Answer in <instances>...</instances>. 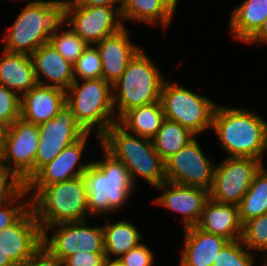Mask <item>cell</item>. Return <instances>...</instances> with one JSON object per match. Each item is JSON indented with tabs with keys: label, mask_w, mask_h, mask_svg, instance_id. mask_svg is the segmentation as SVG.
I'll list each match as a JSON object with an SVG mask.
<instances>
[{
	"label": "cell",
	"mask_w": 267,
	"mask_h": 266,
	"mask_svg": "<svg viewBox=\"0 0 267 266\" xmlns=\"http://www.w3.org/2000/svg\"><path fill=\"white\" fill-rule=\"evenodd\" d=\"M212 129L228 157L261 160L267 150V121L253 111L217 106Z\"/></svg>",
	"instance_id": "obj_1"
},
{
	"label": "cell",
	"mask_w": 267,
	"mask_h": 266,
	"mask_svg": "<svg viewBox=\"0 0 267 266\" xmlns=\"http://www.w3.org/2000/svg\"><path fill=\"white\" fill-rule=\"evenodd\" d=\"M100 144L124 164L134 184L136 175L155 188L166 181L164 160L154 149L152 139L134 136L116 122L100 137Z\"/></svg>",
	"instance_id": "obj_2"
},
{
	"label": "cell",
	"mask_w": 267,
	"mask_h": 266,
	"mask_svg": "<svg viewBox=\"0 0 267 266\" xmlns=\"http://www.w3.org/2000/svg\"><path fill=\"white\" fill-rule=\"evenodd\" d=\"M103 160H93L83 173L90 216L118 211L134 189L128 169L102 148Z\"/></svg>",
	"instance_id": "obj_3"
},
{
	"label": "cell",
	"mask_w": 267,
	"mask_h": 266,
	"mask_svg": "<svg viewBox=\"0 0 267 266\" xmlns=\"http://www.w3.org/2000/svg\"><path fill=\"white\" fill-rule=\"evenodd\" d=\"M67 21V7L47 3L28 2L22 8L5 36L4 51L31 55L49 38L64 29Z\"/></svg>",
	"instance_id": "obj_4"
},
{
	"label": "cell",
	"mask_w": 267,
	"mask_h": 266,
	"mask_svg": "<svg viewBox=\"0 0 267 266\" xmlns=\"http://www.w3.org/2000/svg\"><path fill=\"white\" fill-rule=\"evenodd\" d=\"M42 231L49 226L86 220L87 188L82 176L44 186L31 200Z\"/></svg>",
	"instance_id": "obj_5"
},
{
	"label": "cell",
	"mask_w": 267,
	"mask_h": 266,
	"mask_svg": "<svg viewBox=\"0 0 267 266\" xmlns=\"http://www.w3.org/2000/svg\"><path fill=\"white\" fill-rule=\"evenodd\" d=\"M164 81L159 67L141 49L113 85L117 121L133 108L159 102Z\"/></svg>",
	"instance_id": "obj_6"
},
{
	"label": "cell",
	"mask_w": 267,
	"mask_h": 266,
	"mask_svg": "<svg viewBox=\"0 0 267 266\" xmlns=\"http://www.w3.org/2000/svg\"><path fill=\"white\" fill-rule=\"evenodd\" d=\"M74 80L65 91L66 105L76 116L77 121L88 132L96 129V135L100 137L117 121L114 117L113 86L103 78ZM97 127V128H96Z\"/></svg>",
	"instance_id": "obj_7"
},
{
	"label": "cell",
	"mask_w": 267,
	"mask_h": 266,
	"mask_svg": "<svg viewBox=\"0 0 267 266\" xmlns=\"http://www.w3.org/2000/svg\"><path fill=\"white\" fill-rule=\"evenodd\" d=\"M160 102L165 119L177 122L198 136L212 128L216 103L182 86L164 81Z\"/></svg>",
	"instance_id": "obj_8"
},
{
	"label": "cell",
	"mask_w": 267,
	"mask_h": 266,
	"mask_svg": "<svg viewBox=\"0 0 267 266\" xmlns=\"http://www.w3.org/2000/svg\"><path fill=\"white\" fill-rule=\"evenodd\" d=\"M262 166V160L227 157L215 165L209 198L238 206Z\"/></svg>",
	"instance_id": "obj_9"
},
{
	"label": "cell",
	"mask_w": 267,
	"mask_h": 266,
	"mask_svg": "<svg viewBox=\"0 0 267 266\" xmlns=\"http://www.w3.org/2000/svg\"><path fill=\"white\" fill-rule=\"evenodd\" d=\"M38 128L39 140L34 175L58 156L65 147L88 134L66 104L54 118L40 123Z\"/></svg>",
	"instance_id": "obj_10"
},
{
	"label": "cell",
	"mask_w": 267,
	"mask_h": 266,
	"mask_svg": "<svg viewBox=\"0 0 267 266\" xmlns=\"http://www.w3.org/2000/svg\"><path fill=\"white\" fill-rule=\"evenodd\" d=\"M38 140V124H32L19 118L13 124L5 127L1 160L25 184L34 176V162L38 150Z\"/></svg>",
	"instance_id": "obj_11"
},
{
	"label": "cell",
	"mask_w": 267,
	"mask_h": 266,
	"mask_svg": "<svg viewBox=\"0 0 267 266\" xmlns=\"http://www.w3.org/2000/svg\"><path fill=\"white\" fill-rule=\"evenodd\" d=\"M166 181L210 190L215 165L206 157L196 137L164 161Z\"/></svg>",
	"instance_id": "obj_12"
},
{
	"label": "cell",
	"mask_w": 267,
	"mask_h": 266,
	"mask_svg": "<svg viewBox=\"0 0 267 266\" xmlns=\"http://www.w3.org/2000/svg\"><path fill=\"white\" fill-rule=\"evenodd\" d=\"M121 10L106 6H82L72 2L67 7L66 24L88 45H95L124 28Z\"/></svg>",
	"instance_id": "obj_13"
},
{
	"label": "cell",
	"mask_w": 267,
	"mask_h": 266,
	"mask_svg": "<svg viewBox=\"0 0 267 266\" xmlns=\"http://www.w3.org/2000/svg\"><path fill=\"white\" fill-rule=\"evenodd\" d=\"M90 134L88 133L75 143L65 147L58 156L43 166L26 183L27 193H31L30 200L46 185L63 182L83 175L91 165V161L89 163H81L80 165L78 163ZM32 191L34 192L32 193Z\"/></svg>",
	"instance_id": "obj_14"
},
{
	"label": "cell",
	"mask_w": 267,
	"mask_h": 266,
	"mask_svg": "<svg viewBox=\"0 0 267 266\" xmlns=\"http://www.w3.org/2000/svg\"><path fill=\"white\" fill-rule=\"evenodd\" d=\"M43 231L30 206L13 224L0 232V245L17 265H23L41 246Z\"/></svg>",
	"instance_id": "obj_15"
},
{
	"label": "cell",
	"mask_w": 267,
	"mask_h": 266,
	"mask_svg": "<svg viewBox=\"0 0 267 266\" xmlns=\"http://www.w3.org/2000/svg\"><path fill=\"white\" fill-rule=\"evenodd\" d=\"M163 191L153 203L182 214L184 228L196 226L202 215L209 191L199 187L183 186L168 181L156 187Z\"/></svg>",
	"instance_id": "obj_16"
},
{
	"label": "cell",
	"mask_w": 267,
	"mask_h": 266,
	"mask_svg": "<svg viewBox=\"0 0 267 266\" xmlns=\"http://www.w3.org/2000/svg\"><path fill=\"white\" fill-rule=\"evenodd\" d=\"M124 27L119 32L105 37L95 44L100 53L102 78L112 86L127 69L130 61L141 50L130 41Z\"/></svg>",
	"instance_id": "obj_17"
},
{
	"label": "cell",
	"mask_w": 267,
	"mask_h": 266,
	"mask_svg": "<svg viewBox=\"0 0 267 266\" xmlns=\"http://www.w3.org/2000/svg\"><path fill=\"white\" fill-rule=\"evenodd\" d=\"M65 104V90L37 84L21 95L20 118L39 125L54 118Z\"/></svg>",
	"instance_id": "obj_18"
},
{
	"label": "cell",
	"mask_w": 267,
	"mask_h": 266,
	"mask_svg": "<svg viewBox=\"0 0 267 266\" xmlns=\"http://www.w3.org/2000/svg\"><path fill=\"white\" fill-rule=\"evenodd\" d=\"M30 56L38 84L66 91L74 82L73 64L65 60L49 42L40 46ZM41 74L52 83L44 82Z\"/></svg>",
	"instance_id": "obj_19"
},
{
	"label": "cell",
	"mask_w": 267,
	"mask_h": 266,
	"mask_svg": "<svg viewBox=\"0 0 267 266\" xmlns=\"http://www.w3.org/2000/svg\"><path fill=\"white\" fill-rule=\"evenodd\" d=\"M196 226L229 241L240 239L242 235L238 206L219 203L211 198L205 202L201 218Z\"/></svg>",
	"instance_id": "obj_20"
},
{
	"label": "cell",
	"mask_w": 267,
	"mask_h": 266,
	"mask_svg": "<svg viewBox=\"0 0 267 266\" xmlns=\"http://www.w3.org/2000/svg\"><path fill=\"white\" fill-rule=\"evenodd\" d=\"M185 239L179 266H213L222 248L229 240L207 233L197 226L184 228Z\"/></svg>",
	"instance_id": "obj_21"
},
{
	"label": "cell",
	"mask_w": 267,
	"mask_h": 266,
	"mask_svg": "<svg viewBox=\"0 0 267 266\" xmlns=\"http://www.w3.org/2000/svg\"><path fill=\"white\" fill-rule=\"evenodd\" d=\"M37 84L31 56L3 51L0 58V85L23 95Z\"/></svg>",
	"instance_id": "obj_22"
},
{
	"label": "cell",
	"mask_w": 267,
	"mask_h": 266,
	"mask_svg": "<svg viewBox=\"0 0 267 266\" xmlns=\"http://www.w3.org/2000/svg\"><path fill=\"white\" fill-rule=\"evenodd\" d=\"M230 14L231 34L236 39L247 43L267 18V0H245Z\"/></svg>",
	"instance_id": "obj_23"
},
{
	"label": "cell",
	"mask_w": 267,
	"mask_h": 266,
	"mask_svg": "<svg viewBox=\"0 0 267 266\" xmlns=\"http://www.w3.org/2000/svg\"><path fill=\"white\" fill-rule=\"evenodd\" d=\"M165 120L161 102H153L127 111L118 123L128 132L152 139Z\"/></svg>",
	"instance_id": "obj_24"
},
{
	"label": "cell",
	"mask_w": 267,
	"mask_h": 266,
	"mask_svg": "<svg viewBox=\"0 0 267 266\" xmlns=\"http://www.w3.org/2000/svg\"><path fill=\"white\" fill-rule=\"evenodd\" d=\"M174 12L165 0H122V21L132 19L154 26L160 22L165 29L171 23Z\"/></svg>",
	"instance_id": "obj_25"
},
{
	"label": "cell",
	"mask_w": 267,
	"mask_h": 266,
	"mask_svg": "<svg viewBox=\"0 0 267 266\" xmlns=\"http://www.w3.org/2000/svg\"><path fill=\"white\" fill-rule=\"evenodd\" d=\"M102 229L106 259H111V255L118 259L141 244L140 240L143 236L140 231L124 219L114 224L104 225Z\"/></svg>",
	"instance_id": "obj_26"
},
{
	"label": "cell",
	"mask_w": 267,
	"mask_h": 266,
	"mask_svg": "<svg viewBox=\"0 0 267 266\" xmlns=\"http://www.w3.org/2000/svg\"><path fill=\"white\" fill-rule=\"evenodd\" d=\"M195 137L196 135L189 129L177 122L165 119L158 133L152 138V142L156 152L165 161Z\"/></svg>",
	"instance_id": "obj_27"
},
{
	"label": "cell",
	"mask_w": 267,
	"mask_h": 266,
	"mask_svg": "<svg viewBox=\"0 0 267 266\" xmlns=\"http://www.w3.org/2000/svg\"><path fill=\"white\" fill-rule=\"evenodd\" d=\"M241 223L267 213V171L262 166L239 205Z\"/></svg>",
	"instance_id": "obj_28"
},
{
	"label": "cell",
	"mask_w": 267,
	"mask_h": 266,
	"mask_svg": "<svg viewBox=\"0 0 267 266\" xmlns=\"http://www.w3.org/2000/svg\"><path fill=\"white\" fill-rule=\"evenodd\" d=\"M54 229V235L48 236V230ZM42 245L61 261L78 252L77 243L74 240V222H63L46 227L43 230Z\"/></svg>",
	"instance_id": "obj_29"
},
{
	"label": "cell",
	"mask_w": 267,
	"mask_h": 266,
	"mask_svg": "<svg viewBox=\"0 0 267 266\" xmlns=\"http://www.w3.org/2000/svg\"><path fill=\"white\" fill-rule=\"evenodd\" d=\"M67 30L50 36L49 43L71 64H75L88 44L66 24Z\"/></svg>",
	"instance_id": "obj_30"
},
{
	"label": "cell",
	"mask_w": 267,
	"mask_h": 266,
	"mask_svg": "<svg viewBox=\"0 0 267 266\" xmlns=\"http://www.w3.org/2000/svg\"><path fill=\"white\" fill-rule=\"evenodd\" d=\"M240 239L247 250L267 253V213L243 223Z\"/></svg>",
	"instance_id": "obj_31"
},
{
	"label": "cell",
	"mask_w": 267,
	"mask_h": 266,
	"mask_svg": "<svg viewBox=\"0 0 267 266\" xmlns=\"http://www.w3.org/2000/svg\"><path fill=\"white\" fill-rule=\"evenodd\" d=\"M74 240L79 252H105L102 227H90L87 220L74 222Z\"/></svg>",
	"instance_id": "obj_32"
},
{
	"label": "cell",
	"mask_w": 267,
	"mask_h": 266,
	"mask_svg": "<svg viewBox=\"0 0 267 266\" xmlns=\"http://www.w3.org/2000/svg\"><path fill=\"white\" fill-rule=\"evenodd\" d=\"M75 80L102 78V65L99 50L96 46L88 45L73 65Z\"/></svg>",
	"instance_id": "obj_33"
},
{
	"label": "cell",
	"mask_w": 267,
	"mask_h": 266,
	"mask_svg": "<svg viewBox=\"0 0 267 266\" xmlns=\"http://www.w3.org/2000/svg\"><path fill=\"white\" fill-rule=\"evenodd\" d=\"M246 248L241 239L229 241L219 252L213 266H253V254Z\"/></svg>",
	"instance_id": "obj_34"
},
{
	"label": "cell",
	"mask_w": 267,
	"mask_h": 266,
	"mask_svg": "<svg viewBox=\"0 0 267 266\" xmlns=\"http://www.w3.org/2000/svg\"><path fill=\"white\" fill-rule=\"evenodd\" d=\"M21 96L0 85V125L7 127L20 118Z\"/></svg>",
	"instance_id": "obj_35"
},
{
	"label": "cell",
	"mask_w": 267,
	"mask_h": 266,
	"mask_svg": "<svg viewBox=\"0 0 267 266\" xmlns=\"http://www.w3.org/2000/svg\"><path fill=\"white\" fill-rule=\"evenodd\" d=\"M25 188L24 181L0 159V201L17 197Z\"/></svg>",
	"instance_id": "obj_36"
},
{
	"label": "cell",
	"mask_w": 267,
	"mask_h": 266,
	"mask_svg": "<svg viewBox=\"0 0 267 266\" xmlns=\"http://www.w3.org/2000/svg\"><path fill=\"white\" fill-rule=\"evenodd\" d=\"M26 188L17 196L9 200L0 201V232L7 226L13 224L29 207L30 198H25V203L20 205L16 202L27 195ZM15 203H17L15 205ZM11 205V206H10ZM14 205V206H13Z\"/></svg>",
	"instance_id": "obj_37"
},
{
	"label": "cell",
	"mask_w": 267,
	"mask_h": 266,
	"mask_svg": "<svg viewBox=\"0 0 267 266\" xmlns=\"http://www.w3.org/2000/svg\"><path fill=\"white\" fill-rule=\"evenodd\" d=\"M126 266H152L154 263L153 252L147 245L140 244L118 258Z\"/></svg>",
	"instance_id": "obj_38"
},
{
	"label": "cell",
	"mask_w": 267,
	"mask_h": 266,
	"mask_svg": "<svg viewBox=\"0 0 267 266\" xmlns=\"http://www.w3.org/2000/svg\"><path fill=\"white\" fill-rule=\"evenodd\" d=\"M106 261L105 252L78 251L63 260V266H104Z\"/></svg>",
	"instance_id": "obj_39"
},
{
	"label": "cell",
	"mask_w": 267,
	"mask_h": 266,
	"mask_svg": "<svg viewBox=\"0 0 267 266\" xmlns=\"http://www.w3.org/2000/svg\"><path fill=\"white\" fill-rule=\"evenodd\" d=\"M20 266H63V261L57 256H54L42 245L23 265Z\"/></svg>",
	"instance_id": "obj_40"
},
{
	"label": "cell",
	"mask_w": 267,
	"mask_h": 266,
	"mask_svg": "<svg viewBox=\"0 0 267 266\" xmlns=\"http://www.w3.org/2000/svg\"><path fill=\"white\" fill-rule=\"evenodd\" d=\"M73 3L82 6H106L122 8V0H73ZM115 5H119V7H115Z\"/></svg>",
	"instance_id": "obj_41"
},
{
	"label": "cell",
	"mask_w": 267,
	"mask_h": 266,
	"mask_svg": "<svg viewBox=\"0 0 267 266\" xmlns=\"http://www.w3.org/2000/svg\"><path fill=\"white\" fill-rule=\"evenodd\" d=\"M265 42L267 44V18L263 24V26L259 29V31L247 42V43H260Z\"/></svg>",
	"instance_id": "obj_42"
},
{
	"label": "cell",
	"mask_w": 267,
	"mask_h": 266,
	"mask_svg": "<svg viewBox=\"0 0 267 266\" xmlns=\"http://www.w3.org/2000/svg\"><path fill=\"white\" fill-rule=\"evenodd\" d=\"M29 2H31V3H47V4H49V5H63V6H65V7H68L72 2H73V0H46V1H44V0H29Z\"/></svg>",
	"instance_id": "obj_43"
},
{
	"label": "cell",
	"mask_w": 267,
	"mask_h": 266,
	"mask_svg": "<svg viewBox=\"0 0 267 266\" xmlns=\"http://www.w3.org/2000/svg\"><path fill=\"white\" fill-rule=\"evenodd\" d=\"M0 266H17L4 252L0 245Z\"/></svg>",
	"instance_id": "obj_44"
},
{
	"label": "cell",
	"mask_w": 267,
	"mask_h": 266,
	"mask_svg": "<svg viewBox=\"0 0 267 266\" xmlns=\"http://www.w3.org/2000/svg\"><path fill=\"white\" fill-rule=\"evenodd\" d=\"M104 266H126L122 262H120L118 259H106Z\"/></svg>",
	"instance_id": "obj_45"
},
{
	"label": "cell",
	"mask_w": 267,
	"mask_h": 266,
	"mask_svg": "<svg viewBox=\"0 0 267 266\" xmlns=\"http://www.w3.org/2000/svg\"><path fill=\"white\" fill-rule=\"evenodd\" d=\"M4 131H5V127L0 125V159H1V151H2Z\"/></svg>",
	"instance_id": "obj_46"
},
{
	"label": "cell",
	"mask_w": 267,
	"mask_h": 266,
	"mask_svg": "<svg viewBox=\"0 0 267 266\" xmlns=\"http://www.w3.org/2000/svg\"><path fill=\"white\" fill-rule=\"evenodd\" d=\"M174 10L177 7L178 0H165Z\"/></svg>",
	"instance_id": "obj_47"
},
{
	"label": "cell",
	"mask_w": 267,
	"mask_h": 266,
	"mask_svg": "<svg viewBox=\"0 0 267 266\" xmlns=\"http://www.w3.org/2000/svg\"><path fill=\"white\" fill-rule=\"evenodd\" d=\"M267 257V256H266ZM265 257V261H264V263H263V266H267V258Z\"/></svg>",
	"instance_id": "obj_48"
}]
</instances>
